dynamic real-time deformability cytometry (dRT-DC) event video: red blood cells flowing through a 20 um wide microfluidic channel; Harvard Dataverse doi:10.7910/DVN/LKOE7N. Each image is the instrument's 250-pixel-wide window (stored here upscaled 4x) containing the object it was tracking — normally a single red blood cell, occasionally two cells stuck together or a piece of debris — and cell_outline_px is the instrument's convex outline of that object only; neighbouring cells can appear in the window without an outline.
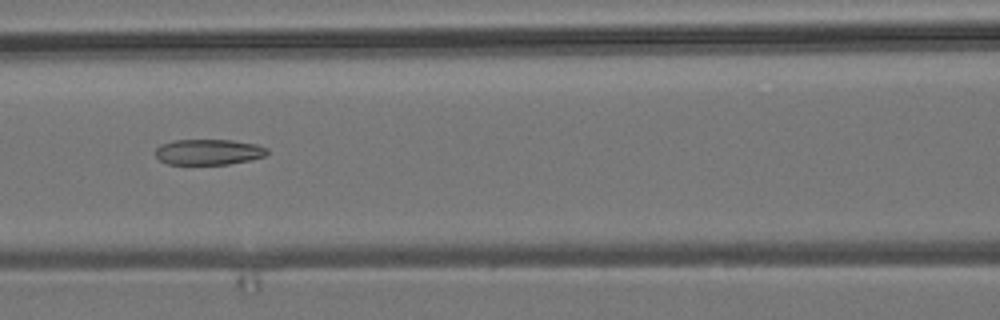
{"species": "common noctule bat (a hibernating species)", "species_latin": "Nyctalus noctula", "temperature_condition": "room temperature", "stored_images_in_passage": 45, "camera_frame_rate_fps": 3000, "um_per_image_px": 0.085, "animal": {"sex": "male", "body_mass_g": 19.2, "forearm_length_mm": 51.8}, "frame": {"image": 1, "passage_image": 15, "time_ms": 4.667, "image_size_px": [1000, 320], "cell_outline_px": [[268, 152], [264, 156], [252, 160], [228, 164], [168, 164], [160, 160], [156, 156], [156, 148], [160, 144], [172, 140], [232, 140], [256, 144], [268, 148]], "centroid_in_image_um": [17.73, 12.91], "position_along_channel_um": 148.9, "area_um2": 16.76}}
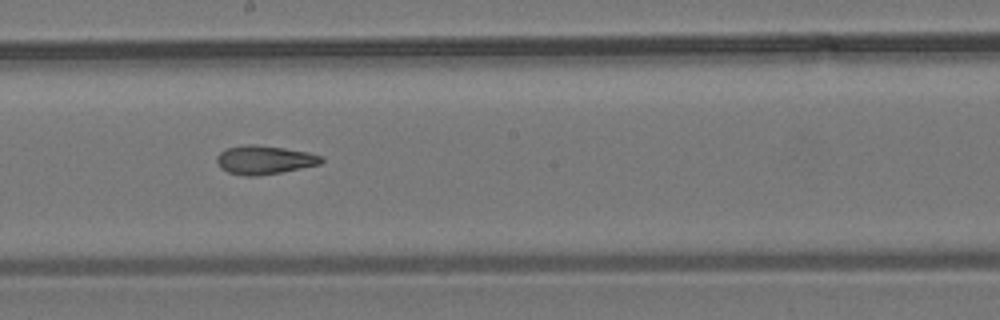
{"frame": {"image": 2, "passage_image": 21, "time_ms": 6.667, "image_size_px": [1000, 320], "cell_outline_px": [[324, 160], [320, 164], [280, 172], [256, 176], [244, 176], [228, 172], [220, 168], [216, 160], [216, 156], [220, 152], [228, 148], [248, 144], [256, 144], [284, 148], [308, 152], [324, 156]], "centroid_in_image_um": [22.47, 13.58], "position_along_channel_um": 225.7, "area_um2": 17.46}}
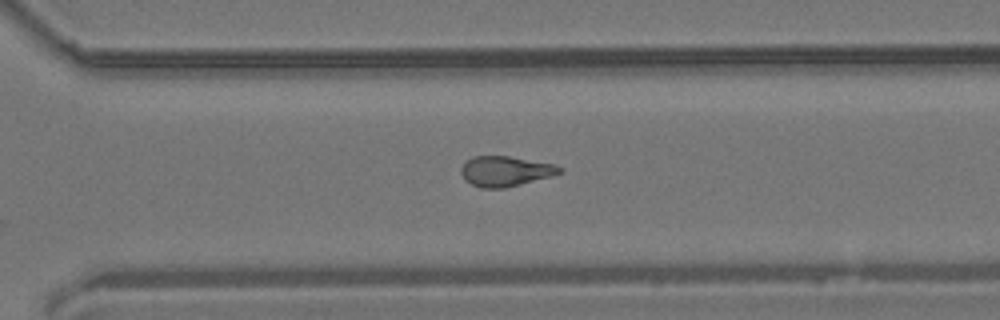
{"frame": {"image": 3, "passage_image": 29, "time_ms": 9.333, "image_size_px": [1000, 320], "cell_outline_px": [[564, 172], [552, 176], [504, 188], [480, 188], [464, 180], [460, 172], [460, 168], [472, 156], [508, 156], [556, 164], [564, 168]], "centroid_in_image_um": [42.98, 14.55], "position_along_channel_um": 327.6, "area_um2": 17.46}, "authors_computed_cell_mechanics": {"area_um2": 17.1666, "velocity_mm_per_s": 3.8491, "shape_relaxation_time_tau1_ms": null, "shape_relaxation_time_tau2_ms": 1.9498, "deformation_change_tau1": null, "deformation_change_tau2": 0.0978}}